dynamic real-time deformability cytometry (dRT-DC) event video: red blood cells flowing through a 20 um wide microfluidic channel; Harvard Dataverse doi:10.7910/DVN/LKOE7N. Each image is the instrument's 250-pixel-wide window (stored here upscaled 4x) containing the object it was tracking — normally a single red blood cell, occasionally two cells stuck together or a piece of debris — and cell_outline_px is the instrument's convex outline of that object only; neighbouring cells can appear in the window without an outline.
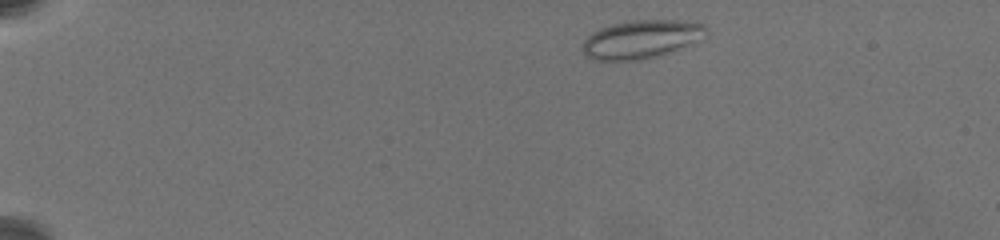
{"species": "common noctule bat (a hibernating species)", "species_latin": "Nyctalus noctula", "temperature_condition": "warm", "stored_images_in_passage": 52, "camera_frame_rate_fps": 3000, "um_per_image_px": 0.085, "animal": {"sex": "female", "body_mass_g": 19.5, "forearm_length_mm": 54.1}, "frame": {"image": 1, "passage_image": 6, "time_ms": 1.333, "image_size_px": [1000, 240], "cell_outline_px": [[708, 32], [668, 52], [656, 56], [636, 60], [596, 60], [588, 56], [584, 52], [584, 40], [592, 32], [600, 28], [612, 24], [632, 20], [684, 20], [704, 24], [708, 28]], "centroid_in_image_um": [54.45, 3.31], "position_along_channel_um": 30.5, "area_um2": 26.76}}
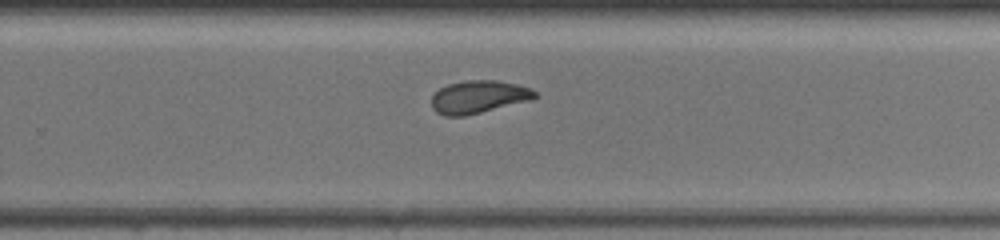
{"frame": {"image": 2, "passage_image": 32, "time_ms": 12.0, "image_size_px": [1000, 240], "cell_outline_px": [[540, 96], [532, 100], [464, 116], [444, 116], [436, 112], [432, 108], [432, 96], [440, 88], [448, 84], [464, 80], [496, 80], [516, 84], [532, 88]], "centroid_in_image_um": [40.71, 8.23], "position_along_channel_um": 289.1, "area_um2": 19.88}}
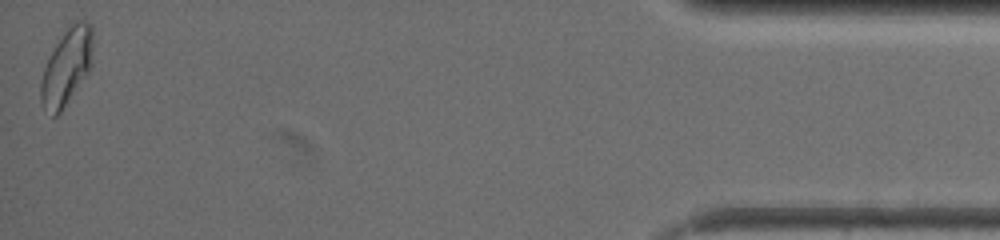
{"frame": {"image": 3, "passage_image": 52, "time_ms": 18.333, "image_size_px": [1000, 240], "cell_outline_px": [[92, 64], [88, 72], [60, 112], [56, 116], [52, 116], [40, 104], [40, 84], [44, 68], [56, 44], [64, 32], [72, 24], [80, 20], [84, 20], [92, 24]], "centroid_in_image_um": [5.66, 5.69], "position_along_channel_um": 429.5, "area_um2": 22.77}, "authors_computed_cell_mechanics": {"area_um2": 20.7502, "velocity_mm_per_s": 3.4007, "shape_relaxation_time_tau1_ms": null, "shape_relaxation_time_tau2_ms": 2.0978, "deformation_change_tau1": null, "deformation_change_tau2": 0.0807}}